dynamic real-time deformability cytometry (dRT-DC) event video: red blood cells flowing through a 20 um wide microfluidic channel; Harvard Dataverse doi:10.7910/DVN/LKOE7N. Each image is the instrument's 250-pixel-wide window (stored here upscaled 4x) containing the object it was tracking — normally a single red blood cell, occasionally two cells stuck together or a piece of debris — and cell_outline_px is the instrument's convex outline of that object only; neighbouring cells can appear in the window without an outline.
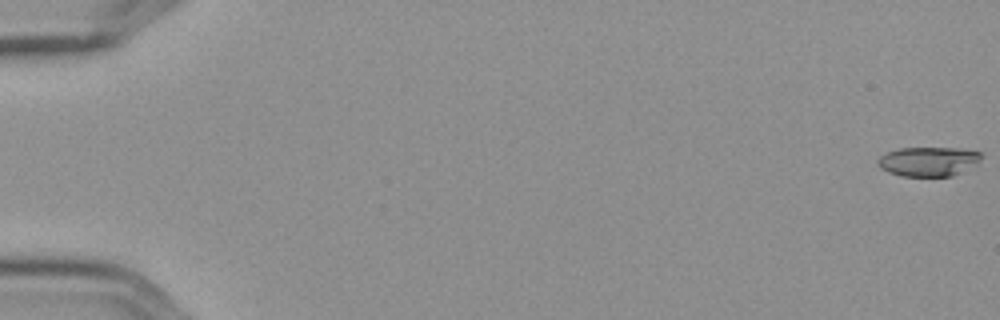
{"species": "Egyptian fruit bat (a non-hibernating species)", "species_latin": "Rousettus aegyptiacus", "temperature_condition": "cold", "stored_images_in_passage": 6, "camera_frame_rate_fps": 3000, "um_per_image_px": 0.085, "frame": {"image": 1, "passage_image": 1, "time_ms": 0.0, "image_size_px": [1000, 320], "cell_outline_px": [[984, 156], [976, 164], [952, 176], [900, 176], [888, 172], [880, 168], [876, 164], [876, 160], [880, 156], [888, 152], [900, 148], [964, 148], [980, 152]], "centroid_in_image_um": [78.91, 13.72], "position_along_channel_um": 6.1, "area_um2": 17.86}}
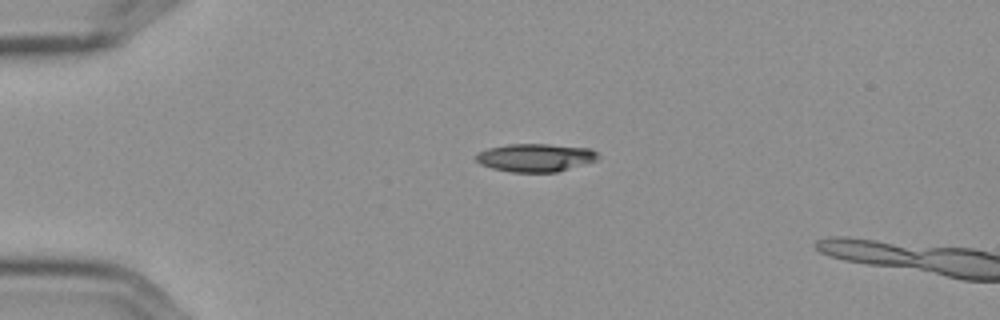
{"frame": {"image": 2, "passage_image": 5, "time_ms": 1.333, "image_size_px": [1000, 320], "cell_outline_px": [[600, 156], [596, 160], [556, 172], [512, 172], [492, 168], [480, 164], [472, 156], [476, 152], [488, 148], [508, 144], [548, 144], [588, 148], [596, 152]], "centroid_in_image_um": [45.44, 13.39], "position_along_channel_um": 39.6, "area_um2": 19.94}}